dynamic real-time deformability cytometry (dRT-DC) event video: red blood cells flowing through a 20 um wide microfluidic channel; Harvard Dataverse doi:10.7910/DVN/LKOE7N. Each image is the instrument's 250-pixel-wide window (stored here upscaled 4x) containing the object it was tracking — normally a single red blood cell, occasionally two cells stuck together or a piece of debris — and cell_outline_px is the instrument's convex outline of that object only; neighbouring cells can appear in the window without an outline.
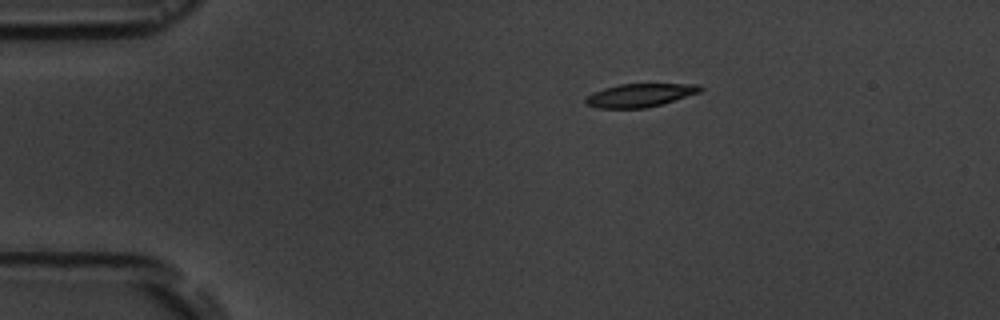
{"species": "common noctule bat (a hibernating species)", "species_latin": "Nyctalus noctula", "temperature_condition": "room temperature", "stored_images_in_passage": 3, "camera_frame_rate_fps": 3000, "um_per_image_px": 0.085, "animal": {"sex": "male", "body_mass_g": 19.5, "forearm_length_mm": 54.6}, "frame": {"image": 1, "passage_image": 1, "time_ms": 0.0, "image_size_px": [1000, 320], "cell_outline_px": [[704, 88], [700, 92], [664, 104], [644, 108], [596, 108], [584, 104], [584, 100], [588, 96], [604, 88], [620, 84], [700, 84]], "centroid_in_image_um": [54.42, 8.1], "position_along_channel_um": 30.6, "area_um2": 15.61}}
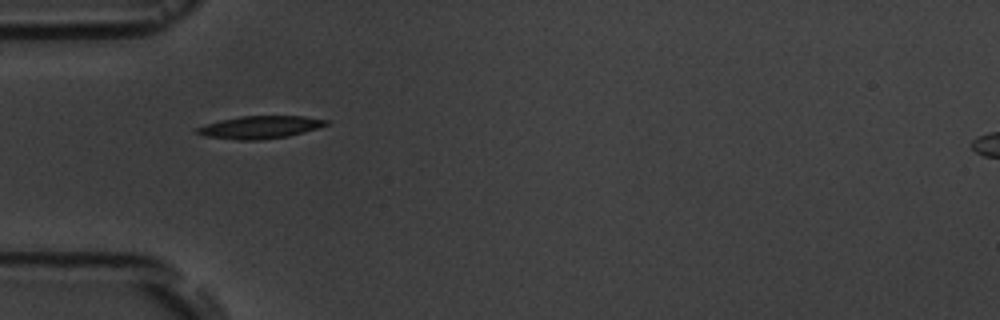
{"frame": {"image": 2, "passage_image": 3, "time_ms": 2.333, "image_size_px": [1000, 320], "cell_outline_px": [[332, 124], [304, 132], [288, 136], [260, 140], [236, 140], [204, 136], [196, 132], [196, 128], [220, 120], [240, 116], [304, 116], [328, 120]], "centroid_in_image_um": [22.15, 10.81], "position_along_channel_um": 62.8, "area_um2": 17.05}}